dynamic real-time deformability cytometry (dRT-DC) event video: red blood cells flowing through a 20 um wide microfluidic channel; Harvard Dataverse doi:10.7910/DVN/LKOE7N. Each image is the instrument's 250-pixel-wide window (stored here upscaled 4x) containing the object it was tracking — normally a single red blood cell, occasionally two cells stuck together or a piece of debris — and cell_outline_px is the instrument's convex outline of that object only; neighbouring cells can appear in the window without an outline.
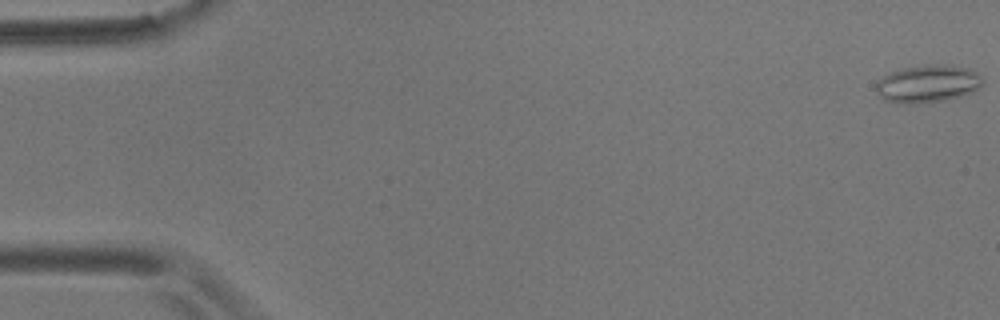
{"species": "common noctule bat (a hibernating species)", "species_latin": "Nyctalus noctula", "temperature_condition": "room temperature", "stored_images_in_passage": 32, "camera_frame_rate_fps": 3000, "um_per_image_px": 0.085, "animal": {"sex": "male", "body_mass_g": 17.9}, "frame": {"image": 1, "passage_image": 1, "time_ms": 0.0, "image_size_px": [1000, 320], "cell_outline_px": [[984, 84], [972, 92], [960, 96], [944, 100], [916, 104], [900, 104], [884, 100], [876, 92], [876, 84], [888, 72], [900, 68], [924, 64], [952, 64], [972, 68], [984, 80]], "centroid_in_image_um": [78.87, 7.1], "position_along_channel_um": 6.1, "area_um2": 23.93}}
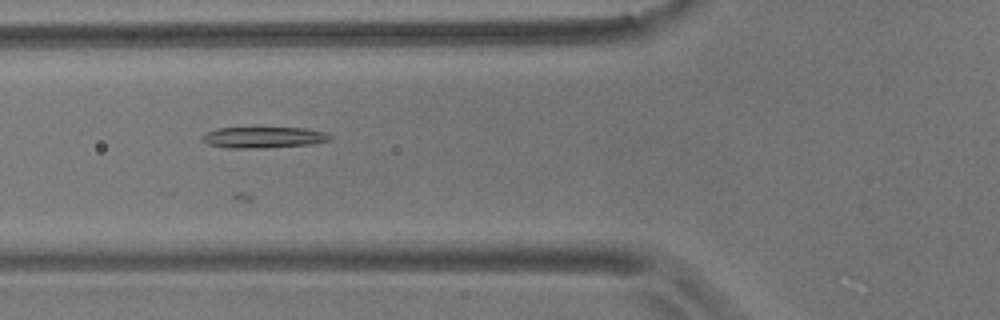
{"frame": {"image": 2, "passage_image": 21, "time_ms": 6.667, "image_size_px": [1000, 320], "cell_outline_px": [[332, 140], [312, 144], [260, 148], [228, 148], [208, 144], [200, 140], [200, 136], [216, 128], [304, 128], [324, 132], [332, 136]], "centroid_in_image_um": [22.38, 11.68], "position_along_channel_um": 103.4, "area_um2": 15.72}}
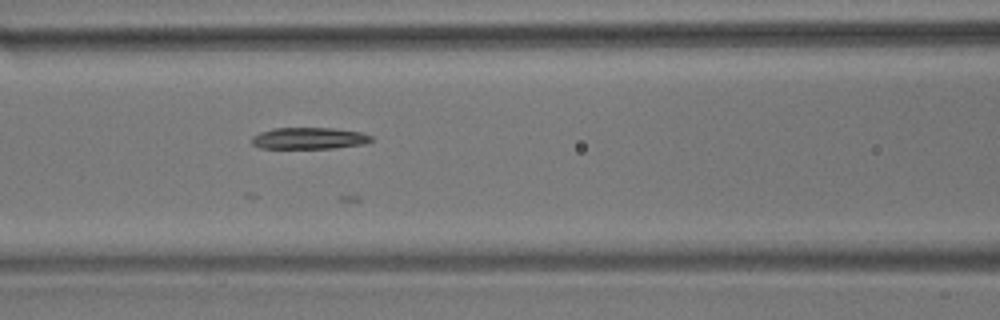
{"frame": {"image": 3, "passage_image": 24, "time_ms": 7.667, "image_size_px": [1000, 320], "cell_outline_px": [[372, 140], [364, 144], [336, 148], [260, 148], [252, 144], [252, 136], [260, 132], [272, 128], [332, 128], [360, 132], [372, 136]], "centroid_in_image_um": [26.26, 11.75], "position_along_channel_um": 140.3, "area_um2": 15.03}}